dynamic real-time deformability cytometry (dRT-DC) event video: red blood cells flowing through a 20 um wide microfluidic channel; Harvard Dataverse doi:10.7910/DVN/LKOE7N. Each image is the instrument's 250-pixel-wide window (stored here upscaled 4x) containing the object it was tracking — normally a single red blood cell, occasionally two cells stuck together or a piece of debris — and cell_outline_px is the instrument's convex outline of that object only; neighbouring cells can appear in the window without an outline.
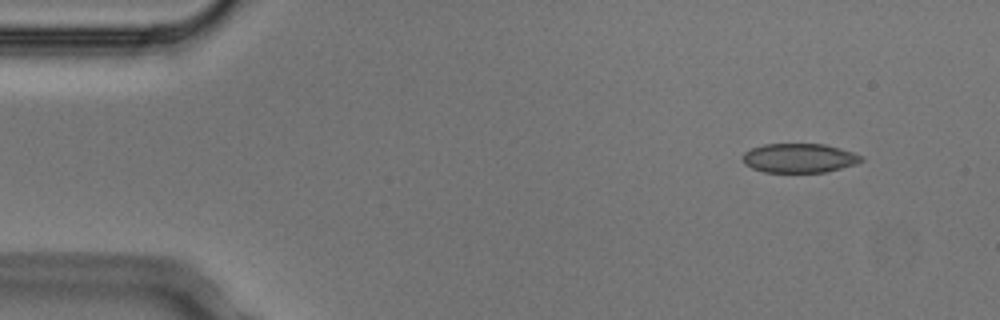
{"species": "Egyptian fruit bat (a non-hibernating species)", "species_latin": "Rousettus aegyptiacus", "temperature_condition": "cold", "stored_images_in_passage": 8, "camera_frame_rate_fps": 3000, "um_per_image_px": 0.085, "animal": {"sex": "male"}, "frame": {"image": 1, "passage_image": 2, "time_ms": 0.333, "image_size_px": [1000, 320], "cell_outline_px": [[864, 160], [856, 164], [824, 172], [764, 172], [752, 168], [744, 164], [744, 152], [752, 148], [764, 144], [824, 144], [840, 148], [864, 156]], "centroid_in_image_um": [67.95, 13.43], "position_along_channel_um": 17.0, "area_um2": 20.11}}
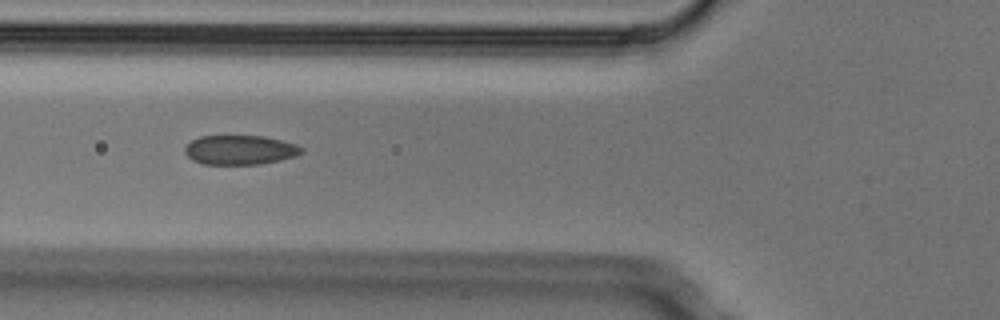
{"frame": {"image": 2, "passage_image": 6, "time_ms": 1.667, "image_size_px": [1000, 320], "cell_outline_px": [[304, 152], [296, 156], [280, 160], [260, 164], [204, 164], [192, 160], [184, 152], [184, 148], [192, 140], [200, 136], [264, 136], [296, 144], [304, 148]], "centroid_in_image_um": [20.42, 12.74], "position_along_channel_um": 105.4, "area_um2": 20.0}}
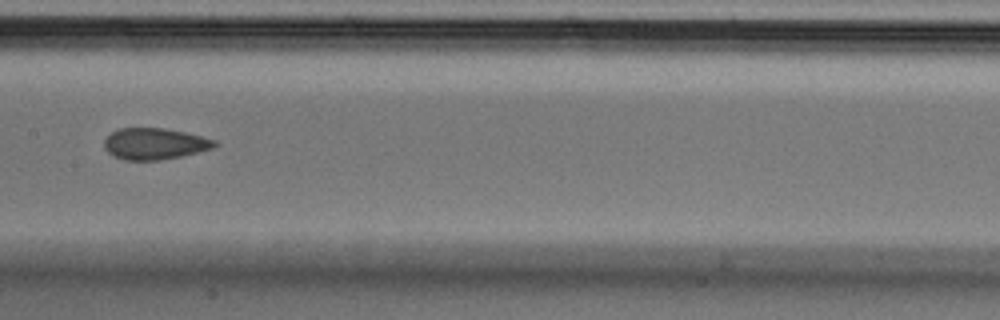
{"frame": {"image": 3, "passage_image": 8, "time_ms": 2.333, "image_size_px": [1000, 320], "cell_outline_px": [[216, 144], [212, 148], [180, 156], [160, 160], [124, 160], [112, 156], [104, 148], [104, 140], [112, 132], [120, 128], [164, 128], [184, 132], [216, 140]], "centroid_in_image_um": [13.09, 12.22], "position_along_channel_um": 194.3, "area_um2": 20.0}}